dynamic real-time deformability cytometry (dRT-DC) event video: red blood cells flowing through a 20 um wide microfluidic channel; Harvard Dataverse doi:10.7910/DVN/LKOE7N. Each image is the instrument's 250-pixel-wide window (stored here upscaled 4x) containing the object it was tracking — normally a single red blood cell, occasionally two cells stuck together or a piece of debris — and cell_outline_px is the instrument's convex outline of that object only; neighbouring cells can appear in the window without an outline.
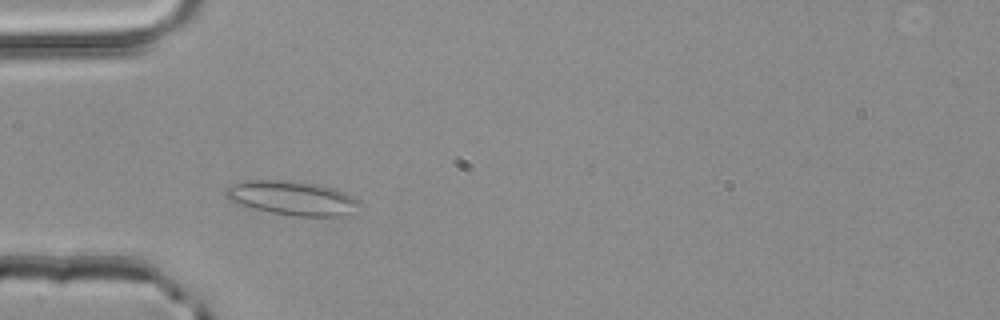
{"species": "common noctule bat (a hibernating species)", "species_latin": "Nyctalus noctula", "temperature_condition": "room temperature", "stored_images_in_passage": 40, "camera_frame_rate_fps": 3000, "um_per_image_px": 0.085, "animal": {"sex": "male", "body_mass_g": 20.4}, "frame": {"image": 1, "passage_image": 4, "time_ms": 1.0, "image_size_px": [1000, 320], "cell_outline_px": [[364, 208], [340, 216], [296, 216], [248, 208], [228, 200], [224, 196], [224, 188], [232, 184], [244, 180], [284, 180], [320, 184], [336, 188], [360, 200]], "centroid_in_image_um": [24.84, 16.83], "position_along_channel_um": 60.2, "area_um2": 27.22}}
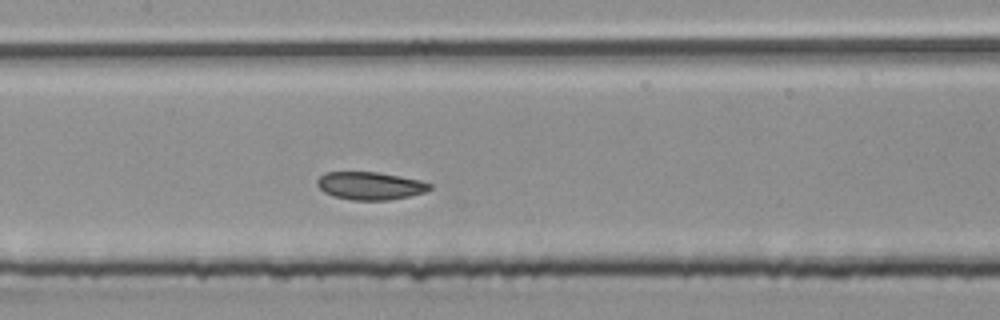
{"frame": {"image": 2, "passage_image": 13, "time_ms": 4.0, "image_size_px": [1000, 320], "cell_outline_px": [[432, 188], [424, 192], [408, 196], [388, 200], [352, 200], [332, 196], [324, 192], [316, 184], [316, 180], [324, 172], [376, 172], [400, 176], [420, 180], [432, 184]], "centroid_in_image_um": [31.44, 15.79], "position_along_channel_um": 176.0, "area_um2": 18.26}}
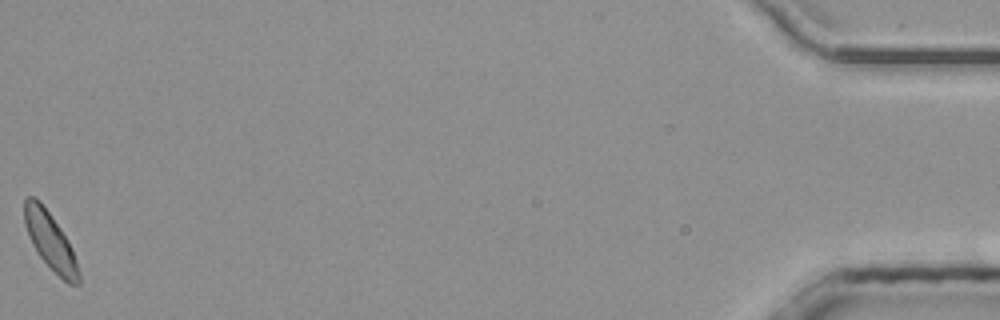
{"frame": {"image": 3, "passage_image": 40, "time_ms": 13.0, "image_size_px": [1000, 320], "cell_outline_px": [[80, 284], [68, 284], [40, 256], [32, 244], [24, 224], [24, 200], [28, 196], [32, 196], [40, 200], [60, 228], [68, 240], [72, 248], [80, 272]], "centroid_in_image_um": [4.28, 20.47], "position_along_channel_um": 430.9, "area_um2": 17.86}, "authors_computed_cell_mechanics": {"area_um2": 18.2648, "velocity_mm_per_s": 3.9869, "shape_relaxation_time_tau1_ms": 5.9253, "shape_relaxation_time_tau2_ms": 2.4605, "deformation_change_tau1": 0.0751, "deformation_change_tau2": 0.0618}}